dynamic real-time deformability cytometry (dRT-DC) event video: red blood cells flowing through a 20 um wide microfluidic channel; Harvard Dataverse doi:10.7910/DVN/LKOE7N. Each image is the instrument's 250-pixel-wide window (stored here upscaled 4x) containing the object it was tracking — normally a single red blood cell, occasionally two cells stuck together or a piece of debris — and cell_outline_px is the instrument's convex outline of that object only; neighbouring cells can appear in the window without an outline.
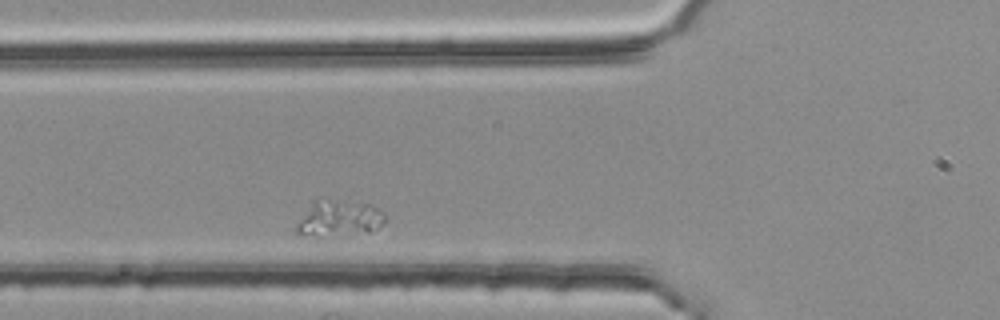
{"species": "common noctule bat (a hibernating species)", "species_latin": "Nyctalus noctula", "temperature_condition": "room temperature", "stored_images_in_passage": 3, "camera_frame_rate_fps": 3000, "um_per_image_px": 0.085, "animal": {"sex": "female", "body_mass_g": 25.1}, "frame": {"image": 1, "passage_image": 3, "time_ms": 0.667, "image_size_px": [1000, 320], "cell_outline_px": [[384, 220], [376, 228], [368, 232], [296, 236], [292, 228], [312, 200], [328, 200], [372, 204], [380, 208], [384, 212]], "centroid_in_image_um": [28.72, 18.55], "position_along_channel_um": 97.1, "area_um2": 18.44}}